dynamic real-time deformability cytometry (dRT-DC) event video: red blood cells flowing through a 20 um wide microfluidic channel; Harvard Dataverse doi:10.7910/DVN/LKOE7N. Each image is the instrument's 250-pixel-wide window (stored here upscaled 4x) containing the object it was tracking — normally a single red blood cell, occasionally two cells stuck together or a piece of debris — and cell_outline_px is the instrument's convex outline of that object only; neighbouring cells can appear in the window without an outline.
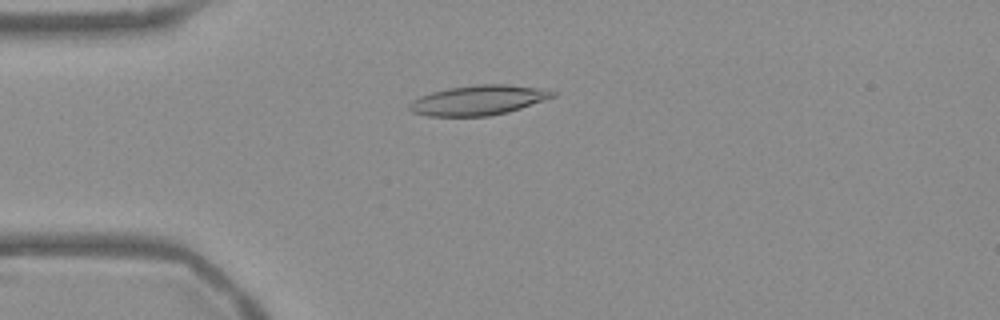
{"species": "Egyptian fruit bat (a non-hibernating species)", "species_latin": "Rousettus aegyptiacus", "temperature_condition": "warm", "stored_images_in_passage": 53, "camera_frame_rate_fps": 3000, "um_per_image_px": 0.085, "frame": {"image": 1, "passage_image": 13, "time_ms": 4.0, "image_size_px": [1000, 320], "cell_outline_px": [[556, 96], [508, 112], [488, 116], [428, 116], [412, 112], [408, 108], [408, 104], [412, 100], [420, 96], [432, 92], [448, 88], [476, 84], [504, 84], [536, 88], [556, 92]], "centroid_in_image_um": [40.61, 8.52], "position_along_channel_um": 44.4, "area_um2": 24.74}}
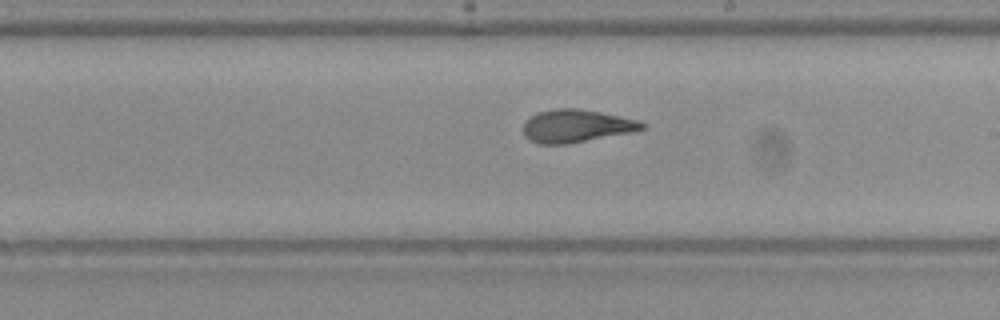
{"frame": {"image": 2, "passage_image": 30, "time_ms": 9.667, "image_size_px": [1000, 320], "cell_outline_px": [[648, 128], [568, 144], [540, 144], [528, 140], [524, 136], [524, 120], [536, 112], [552, 108], [576, 108], [600, 112], [620, 116], [636, 120], [648, 124]], "centroid_in_image_um": [48.93, 10.7], "position_along_channel_um": 240.1, "area_um2": 22.77}}
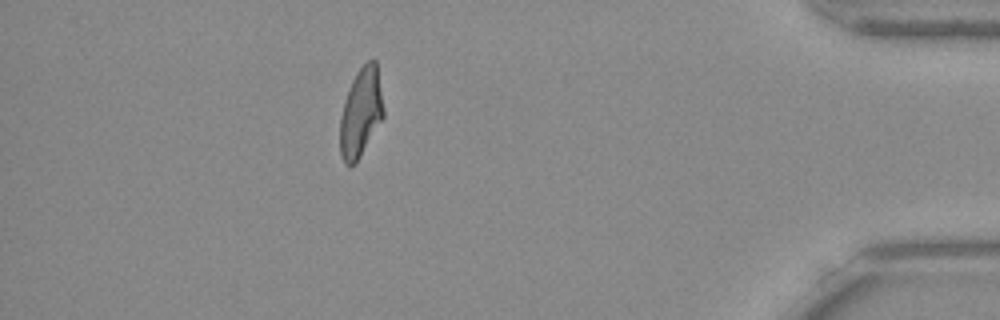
{"frame": {"image": 3, "passage_image": 47, "time_ms": 15.333, "image_size_px": [1000, 320], "cell_outline_px": [[384, 116], [356, 164], [344, 164], [340, 152], [340, 116], [344, 100], [352, 80], [356, 72], [372, 56], [376, 60], [384, 108]], "centroid_in_image_um": [30.67, 9.55], "position_along_channel_um": 404.5, "area_um2": 22.66}, "authors_computed_cell_mechanics": {"area_um2": 23.12, "velocity_mm_per_s": 3.7669, "shape_relaxation_time_tau1_ms": 9.4086, "shape_relaxation_time_tau2_ms": 2.0322, "deformation_change_tau1": 0.2995, "deformation_change_tau2": 0.1019}}